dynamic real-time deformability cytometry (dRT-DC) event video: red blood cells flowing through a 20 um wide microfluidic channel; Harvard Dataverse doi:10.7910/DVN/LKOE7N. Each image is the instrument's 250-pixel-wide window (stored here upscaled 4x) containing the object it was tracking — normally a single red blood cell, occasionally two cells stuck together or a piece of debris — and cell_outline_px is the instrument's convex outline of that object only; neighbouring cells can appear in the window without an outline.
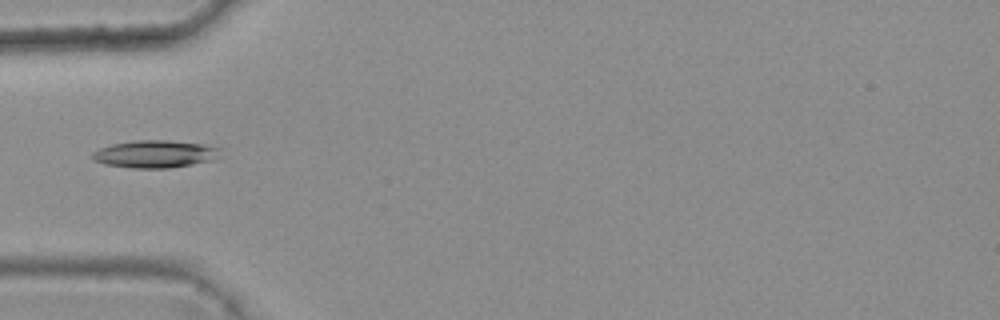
{"species": "common noctule bat (a hibernating species)", "species_latin": "Nyctalus noctula", "temperature_condition": "warm", "stored_images_in_passage": 3, "camera_frame_rate_fps": 3000, "um_per_image_px": 0.085, "animal": {"sex": "female", "body_mass_g": 25.1}, "frame": {"image": 1, "passage_image": 3, "time_ms": 0.667, "image_size_px": [1000, 320], "cell_outline_px": [[220, 148], [216, 156], [212, 160], [192, 164], [168, 168], [132, 168], [104, 164], [96, 160], [92, 156], [92, 152], [100, 148], [112, 144], [136, 140], [168, 140], [200, 144]], "centroid_in_image_um": [13.13, 13.09], "position_along_channel_um": 71.9, "area_um2": 20.11}}